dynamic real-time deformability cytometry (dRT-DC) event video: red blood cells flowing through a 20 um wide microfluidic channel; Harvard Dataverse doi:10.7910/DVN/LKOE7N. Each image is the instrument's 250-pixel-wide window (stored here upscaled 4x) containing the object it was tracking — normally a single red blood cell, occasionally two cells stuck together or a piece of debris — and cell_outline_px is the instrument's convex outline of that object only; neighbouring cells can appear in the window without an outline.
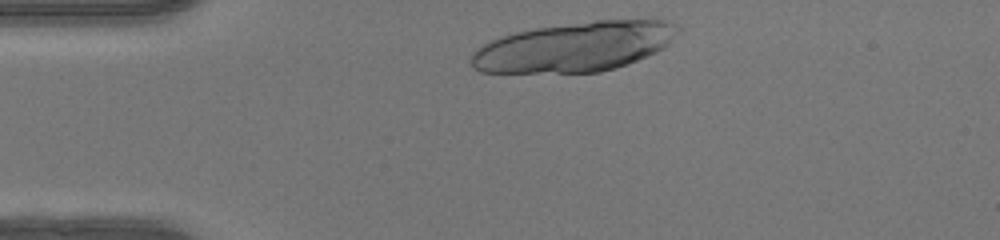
{"species": "human", "species_latin": "Homo sapiens", "temperature_condition": "warm", "stored_images_in_passage": 31, "camera_frame_rate_fps": 3000, "um_per_image_px": 0.085, "donor": {"sex": "female"}, "frame": {"image": 1, "passage_image": 2, "time_ms": 0.333, "image_size_px": [1000, 240], "cell_outline_px": [[684, 28], [664, 48], [656, 52], [628, 64], [616, 68], [600, 72], [480, 72], [472, 68], [472, 52], [476, 48], [500, 36], [516, 32], [536, 28], [596, 20], [664, 20], [676, 24]], "centroid_in_image_um": [48.88, 3.97], "position_along_channel_um": 36.1, "area_um2": 59.77}}